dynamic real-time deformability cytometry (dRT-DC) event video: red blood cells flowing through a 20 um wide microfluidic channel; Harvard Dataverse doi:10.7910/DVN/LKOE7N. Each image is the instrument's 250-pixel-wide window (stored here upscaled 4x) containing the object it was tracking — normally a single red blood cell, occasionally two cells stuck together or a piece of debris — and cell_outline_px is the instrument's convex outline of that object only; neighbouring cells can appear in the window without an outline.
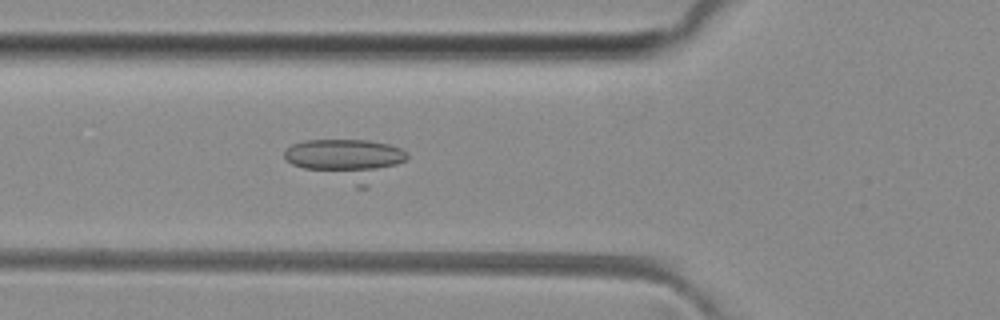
{"species": "common noctule bat (a hibernating species)", "species_latin": "Nyctalus noctula", "temperature_condition": "room temperature", "stored_images_in_passage": 35, "camera_frame_rate_fps": 3000, "um_per_image_px": 0.085, "animal": {"sex": "female", "body_mass_g": 29.2, "forearm_length_mm": 56.3}, "frame": {"image": 1, "passage_image": 7, "time_ms": 2.0, "image_size_px": [1000, 320], "cell_outline_px": [[408, 160], [368, 188], [356, 188], [292, 164], [284, 160], [284, 152], [292, 144], [304, 140], [368, 140], [388, 144], [400, 148], [408, 152]], "centroid_in_image_um": [29.52, 13.59], "position_along_channel_um": 96.3, "area_um2": 29.88}}
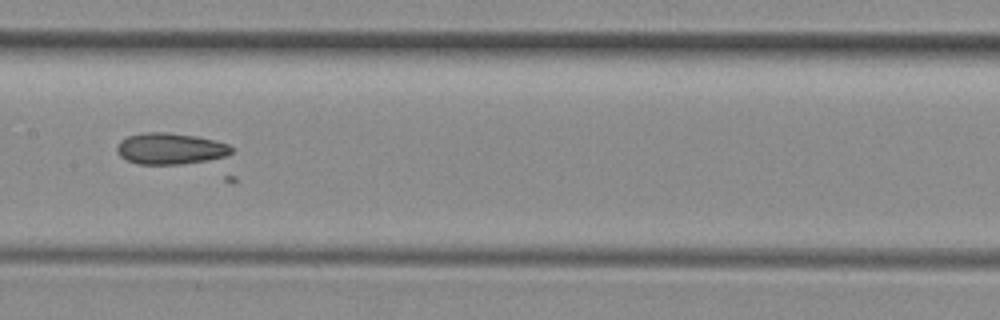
{"frame": {"image": 2, "passage_image": 14, "time_ms": 4.333, "image_size_px": [1000, 320], "cell_outline_px": [[232, 152], [224, 156], [208, 160], [180, 164], [136, 164], [124, 160], [116, 152], [116, 148], [120, 140], [128, 136], [144, 132], [168, 132], [196, 136], [228, 144], [232, 148]], "centroid_in_image_um": [14.41, 12.63], "position_along_channel_um": 193.0, "area_um2": 20.92}}
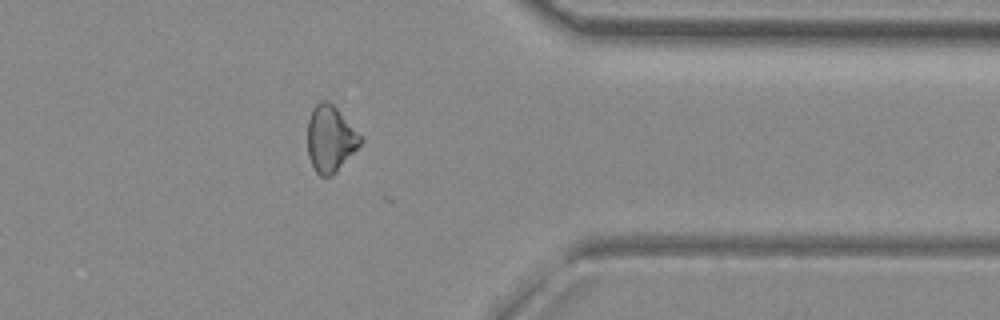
{"frame": {"image": 3, "passage_image": 29, "time_ms": 9.333, "image_size_px": [1000, 320], "cell_outline_px": [[364, 140], [336, 172], [332, 176], [320, 176], [316, 172], [308, 156], [308, 120], [312, 108], [320, 100], [328, 100], [336, 108]], "centroid_in_image_um": [28.05, 11.8], "position_along_channel_um": 383.3, "area_um2": 20.17}}